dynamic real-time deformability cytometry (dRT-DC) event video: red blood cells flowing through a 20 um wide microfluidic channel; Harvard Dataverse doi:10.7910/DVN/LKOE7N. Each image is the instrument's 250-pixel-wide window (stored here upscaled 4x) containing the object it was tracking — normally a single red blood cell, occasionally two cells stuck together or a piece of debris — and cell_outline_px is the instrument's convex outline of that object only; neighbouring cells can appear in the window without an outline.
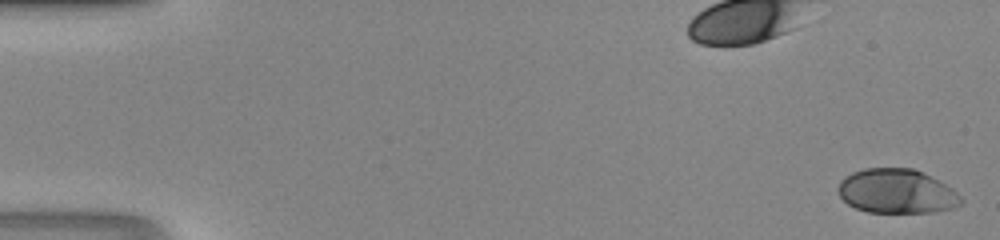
{"species": "human", "species_latin": "Homo sapiens", "temperature_condition": "room temperature", "stored_images_in_passage": 13, "camera_frame_rate_fps": 3000, "um_per_image_px": 0.085, "donor": {"sex": "male"}, "frame": {"image": 1, "passage_image": 1, "time_ms": 0.0, "image_size_px": [1000, 240], "cell_outline_px": [[964, 204], [956, 208], [936, 212], [868, 212], [856, 208], [848, 204], [840, 196], [836, 188], [840, 180], [844, 176], [852, 172], [864, 168], [912, 168], [924, 172], [952, 188], [964, 200]], "centroid_in_image_um": [76.24, 16.26], "position_along_channel_um": 8.8, "area_um2": 32.14}}